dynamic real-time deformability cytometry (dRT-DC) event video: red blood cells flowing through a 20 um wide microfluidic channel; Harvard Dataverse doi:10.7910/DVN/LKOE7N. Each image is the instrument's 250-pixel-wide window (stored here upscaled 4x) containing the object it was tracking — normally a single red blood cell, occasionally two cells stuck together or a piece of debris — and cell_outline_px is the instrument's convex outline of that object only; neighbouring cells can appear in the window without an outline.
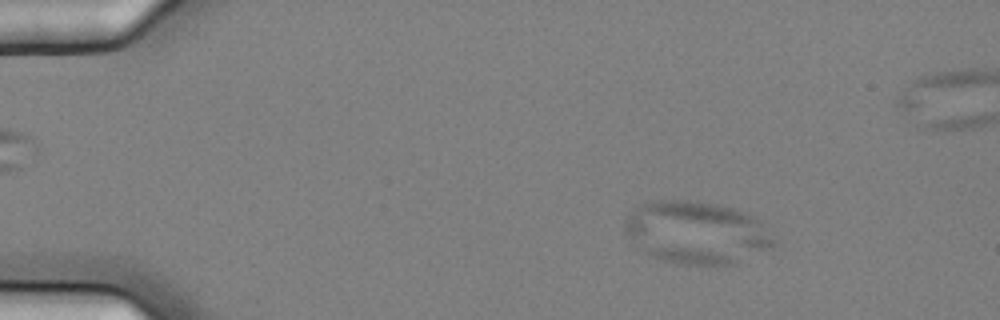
{"species": "common noctule bat (a hibernating species)", "species_latin": "Nyctalus noctula", "temperature_condition": "cold", "stored_images_in_passage": 42, "camera_frame_rate_fps": 3000, "um_per_image_px": 0.085, "animal": {"sex": "female", "body_mass_g": 25.1}, "frame": {"image": 1, "passage_image": 8, "time_ms": 2.333, "image_size_px": [1000, 320], "cell_outline_px": [[776, 244], [772, 248], [732, 264], [680, 264], [648, 256], [636, 248], [624, 232], [624, 220], [640, 204], [660, 200], [688, 200], [716, 204], [748, 212], [760, 220], [776, 240]], "centroid_in_image_um": [59.19, 19.77], "position_along_channel_um": 25.8, "area_um2": 54.62}}
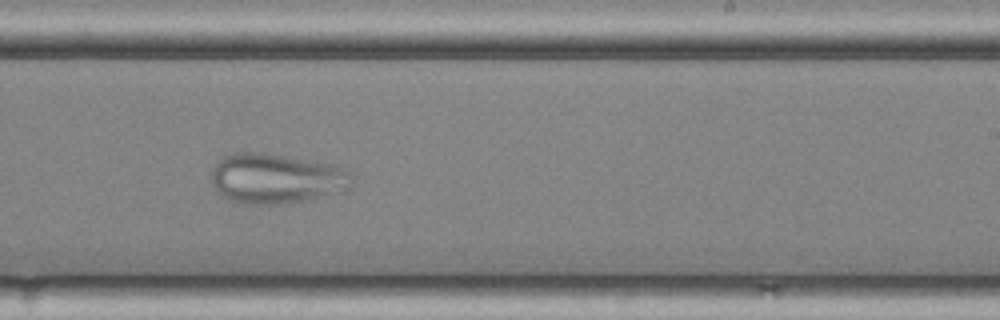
{"frame": {"image": 2, "passage_image": 35, "time_ms": 11.333, "image_size_px": [1000, 320], "cell_outline_px": [[348, 176], [328, 192], [316, 196], [300, 200], [280, 204], [240, 204], [228, 200], [220, 196], [216, 192], [212, 184], [212, 172], [220, 156], [232, 152], [264, 152], [336, 164], [348, 172]], "centroid_in_image_um": [23.18, 15.13], "position_along_channel_um": 265.8, "area_um2": 39.71}}